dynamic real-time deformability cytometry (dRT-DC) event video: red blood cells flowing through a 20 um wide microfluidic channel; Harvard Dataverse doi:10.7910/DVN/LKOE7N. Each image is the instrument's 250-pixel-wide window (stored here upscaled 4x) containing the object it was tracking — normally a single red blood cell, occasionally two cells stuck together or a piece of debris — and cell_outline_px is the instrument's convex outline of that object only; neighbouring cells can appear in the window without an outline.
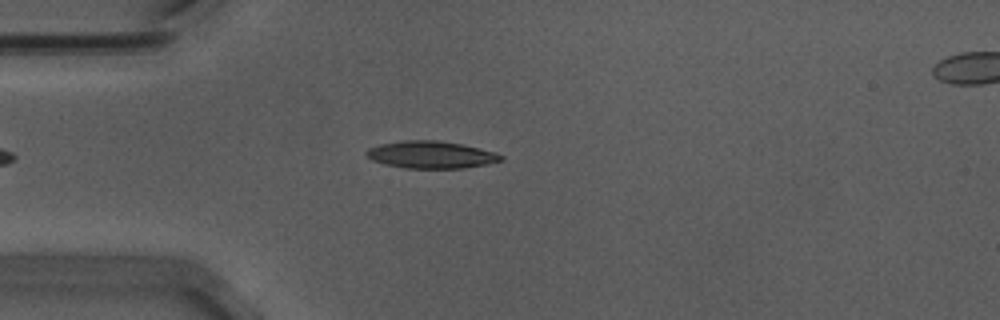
{"species": "Egyptian fruit bat (a non-hibernating species)", "species_latin": "Rousettus aegyptiacus", "temperature_condition": "warm", "stored_images_in_passage": 38, "camera_frame_rate_fps": 3000, "um_per_image_px": 0.085, "animal": {"sex": "male"}, "frame": {"image": 1, "passage_image": 1, "time_ms": 0.0, "image_size_px": [1000, 320], "cell_outline_px": [[504, 160], [464, 168], [404, 168], [384, 164], [372, 160], [364, 152], [368, 148], [380, 144], [404, 140], [440, 140], [460, 144], [496, 152], [504, 156]], "centroid_in_image_um": [36.62, 13.15], "position_along_channel_um": 48.4, "area_um2": 21.33}}
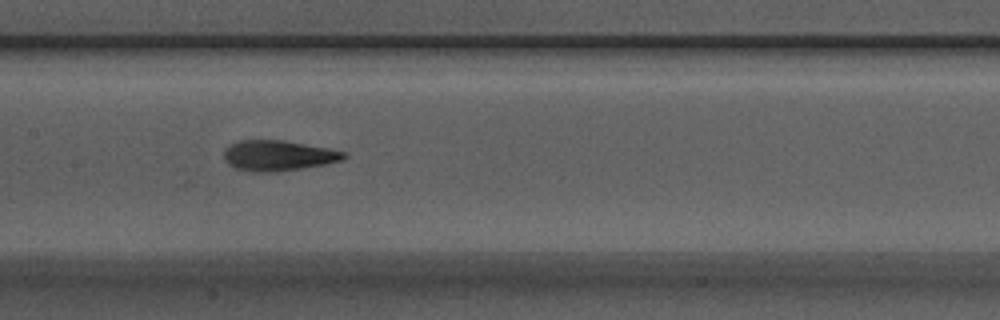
{"frame": {"image": 2, "passage_image": 13, "time_ms": 4.0, "image_size_px": [1000, 320], "cell_outline_px": [[348, 156], [344, 160], [304, 168], [280, 172], [252, 172], [236, 168], [228, 164], [224, 160], [224, 148], [240, 140], [280, 140], [328, 148], [344, 152]], "centroid_in_image_um": [23.64, 13.24], "position_along_channel_um": 183.8, "area_um2": 21.33}}
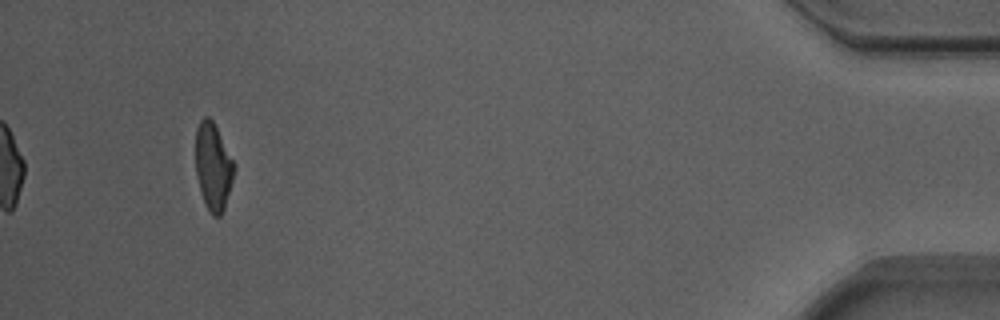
{"frame": {"image": 3, "passage_image": 38, "time_ms": 12.333, "image_size_px": [1000, 320], "cell_outline_px": [[236, 168], [224, 208], [220, 216], [212, 216], [200, 192], [196, 176], [196, 128], [200, 120], [204, 116], [208, 116], [212, 120], [236, 164]], "centroid_in_image_um": [18.12, 14.14], "position_along_channel_um": 417.1, "area_um2": 19.54}, "authors_computed_cell_mechanics": {"area_um2": 20.9236, "velocity_mm_per_s": 3.7131, "shape_relaxation_time_tau1_ms": 3.8548, "shape_relaxation_time_tau2_ms": 2.1487, "deformation_change_tau1": 0.1871, "deformation_change_tau2": 0.1114}}